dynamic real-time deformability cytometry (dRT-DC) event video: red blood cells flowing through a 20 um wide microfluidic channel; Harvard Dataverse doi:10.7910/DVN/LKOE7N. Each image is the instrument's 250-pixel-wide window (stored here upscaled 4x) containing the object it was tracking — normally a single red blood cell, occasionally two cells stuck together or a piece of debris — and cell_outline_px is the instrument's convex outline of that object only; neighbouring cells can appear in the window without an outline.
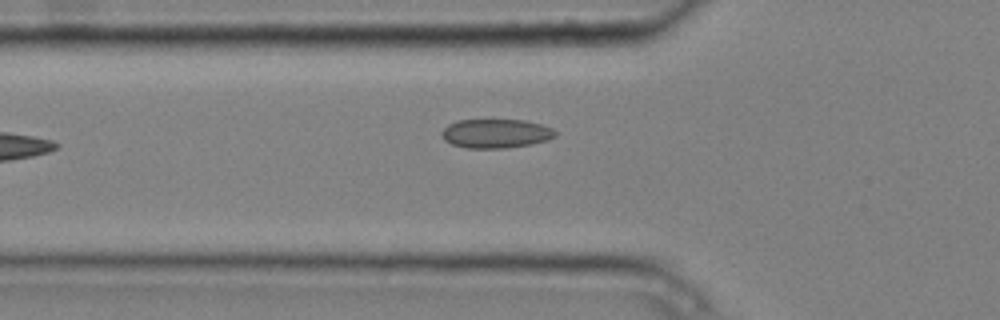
{"species": "common noctule bat (a hibernating species)", "species_latin": "Nyctalus noctula", "temperature_condition": "cold", "stored_images_in_passage": 6, "camera_frame_rate_fps": 3000, "um_per_image_px": 0.085, "animal": {"sex": "male", "body_mass_g": 20.4}, "frame": {"image": 1, "passage_image": 6, "time_ms": 1.667, "image_size_px": [1000, 320], "cell_outline_px": [[556, 136], [548, 140], [532, 144], [508, 148], [468, 148], [452, 144], [444, 140], [440, 132], [448, 124], [456, 120], [524, 120], [540, 124], [552, 128], [556, 132]], "centroid_in_image_um": [42.14, 11.35], "position_along_channel_um": 83.7, "area_um2": 19.31}}